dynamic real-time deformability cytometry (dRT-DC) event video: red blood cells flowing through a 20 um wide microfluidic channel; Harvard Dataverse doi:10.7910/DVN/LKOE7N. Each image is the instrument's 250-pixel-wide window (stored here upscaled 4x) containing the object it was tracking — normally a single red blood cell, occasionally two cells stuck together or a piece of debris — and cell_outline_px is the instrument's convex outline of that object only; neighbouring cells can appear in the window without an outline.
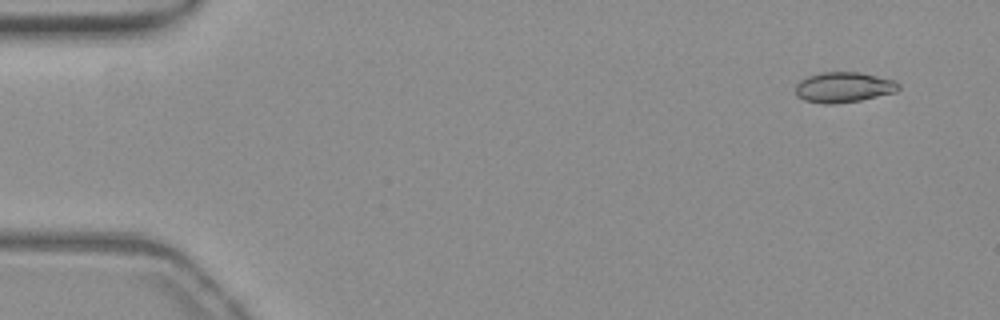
{"species": "common noctule bat (a hibernating species)", "species_latin": "Nyctalus noctula", "temperature_condition": "warm", "stored_images_in_passage": 52, "camera_frame_rate_fps": 3000, "um_per_image_px": 0.085, "animal": {"sex": "female", "body_mass_g": 19.3, "forearm_length_mm": 54.1}, "frame": {"image": 1, "passage_image": 2, "time_ms": 0.333, "image_size_px": [1000, 320], "cell_outline_px": [[900, 88], [896, 92], [860, 100], [836, 104], [824, 104], [804, 100], [796, 96], [796, 84], [800, 80], [808, 76], [820, 72], [860, 72], [896, 80], [900, 84]], "centroid_in_image_um": [71.72, 7.41], "position_along_channel_um": 13.3, "area_um2": 18.44}}
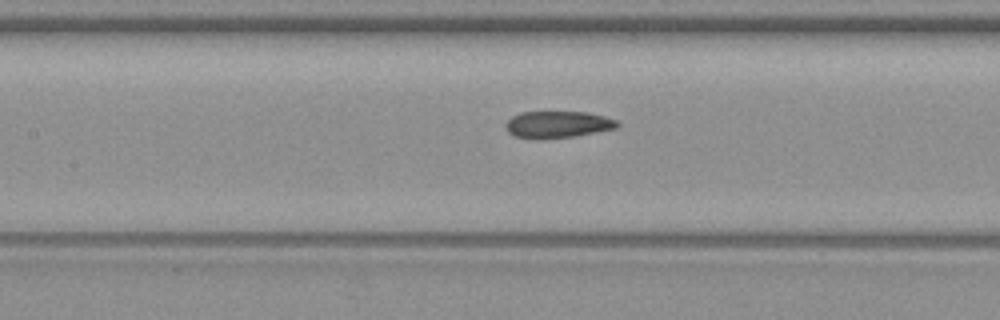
{"frame": {"image": 2, "passage_image": 23, "time_ms": 7.333, "image_size_px": [1000, 320], "cell_outline_px": [[620, 124], [616, 128], [576, 136], [544, 140], [536, 140], [516, 136], [508, 132], [504, 124], [512, 116], [520, 112], [588, 112], [604, 116], [616, 120]], "centroid_in_image_um": [47.38, 10.59], "position_along_channel_um": 160.0, "area_um2": 17.69}}
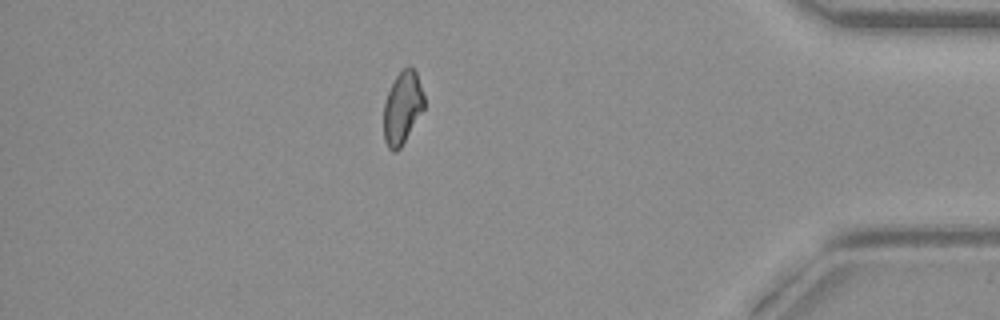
{"frame": {"image": 3, "passage_image": 45, "time_ms": 14.667, "image_size_px": [1000, 320], "cell_outline_px": [[424, 108], [400, 148], [396, 152], [392, 152], [388, 148], [384, 140], [384, 104], [388, 92], [396, 76], [408, 64], [416, 72], [424, 96]], "centroid_in_image_um": [34.19, 9.17], "position_along_channel_um": 401.0, "area_um2": 16.88}, "authors_computed_cell_mechanics": {"area_um2": 17.8891, "velocity_mm_per_s": 3.8484, "shape_relaxation_time_tau1_ms": 10.9102, "shape_relaxation_time_tau2_ms": 2.0065, "deformation_change_tau1": 0.2116, "deformation_change_tau2": 0.0721}}